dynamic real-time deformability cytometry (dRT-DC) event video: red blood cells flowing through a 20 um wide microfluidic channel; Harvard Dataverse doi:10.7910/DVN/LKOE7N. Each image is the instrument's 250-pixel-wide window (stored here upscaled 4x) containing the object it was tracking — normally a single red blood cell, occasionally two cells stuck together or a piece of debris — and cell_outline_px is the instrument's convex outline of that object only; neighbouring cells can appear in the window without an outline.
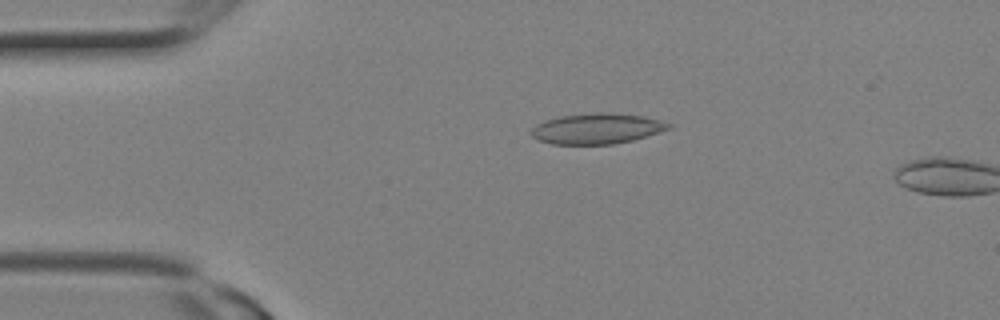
{"species": "Egyptian fruit bat (a non-hibernating species)", "species_latin": "Rousettus aegyptiacus", "temperature_condition": "room temperature", "stored_images_in_passage": 4, "camera_frame_rate_fps": 3000, "um_per_image_px": 0.085, "animal": {"sex": "female"}, "frame": {"image": 1, "passage_image": 3, "time_ms": 0.667, "image_size_px": [1000, 320], "cell_outline_px": [[672, 128], [632, 140], [612, 144], [552, 144], [540, 140], [532, 136], [528, 132], [536, 124], [544, 120], [560, 116], [596, 112], [612, 112], [644, 116], [660, 120], [672, 124]], "centroid_in_image_um": [50.72, 10.92], "position_along_channel_um": 34.3, "area_um2": 24.57}}